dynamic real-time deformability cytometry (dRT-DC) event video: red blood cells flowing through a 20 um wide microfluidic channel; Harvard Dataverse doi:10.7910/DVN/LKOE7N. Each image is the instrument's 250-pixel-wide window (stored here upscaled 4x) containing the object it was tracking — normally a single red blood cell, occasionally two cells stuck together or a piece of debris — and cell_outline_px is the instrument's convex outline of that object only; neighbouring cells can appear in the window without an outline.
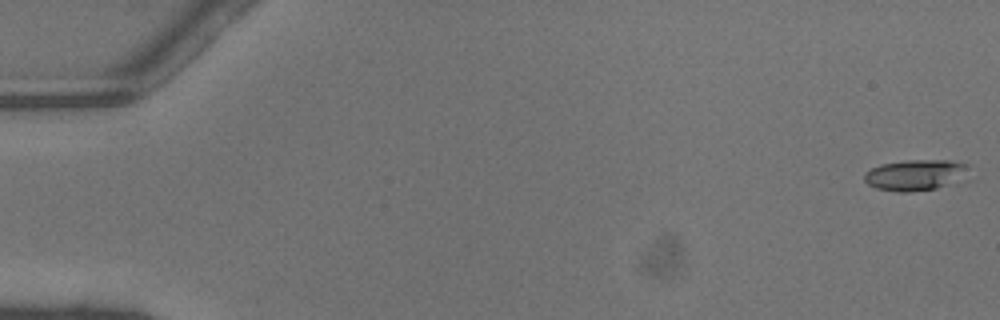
{"species": "common noctule bat (a hibernating species)", "species_latin": "Nyctalus noctula", "temperature_condition": "warm", "stored_images_in_passage": 47, "camera_frame_rate_fps": 3000, "um_per_image_px": 0.085, "animal": {"sex": "male", "body_mass_g": 13.3}, "frame": {"image": 1, "passage_image": 1, "time_ms": 0.0, "image_size_px": [1000, 320], "cell_outline_px": [[972, 180], [956, 184], [936, 188], [912, 192], [896, 192], [876, 188], [868, 184], [864, 180], [864, 172], [880, 164], [904, 160], [952, 160], [968, 164]], "centroid_in_image_um": [77.96, 14.88], "position_along_channel_um": 7.0, "area_um2": 19.83}}
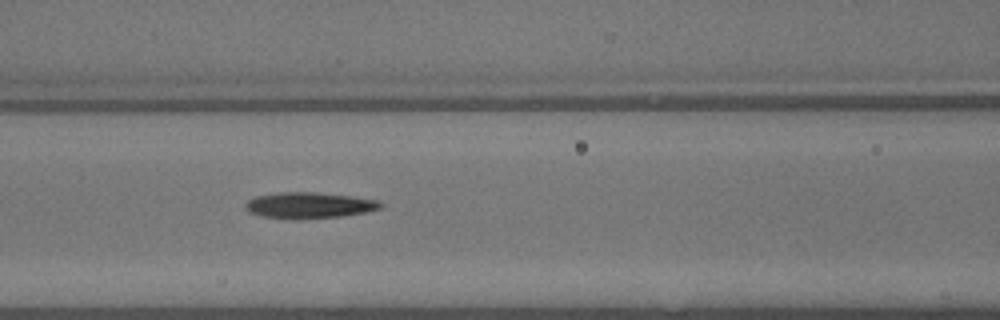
{"frame": {"image": 2, "passage_image": 21, "time_ms": 6.667, "image_size_px": [1000, 320], "cell_outline_px": [[384, 204], [380, 208], [364, 212], [344, 216], [296, 220], [260, 216], [248, 212], [244, 208], [244, 204], [248, 200], [256, 196], [276, 192], [316, 192], [352, 196], [380, 200]], "centroid_in_image_um": [26.25, 17.45], "position_along_channel_um": 140.4, "area_um2": 20.92}}
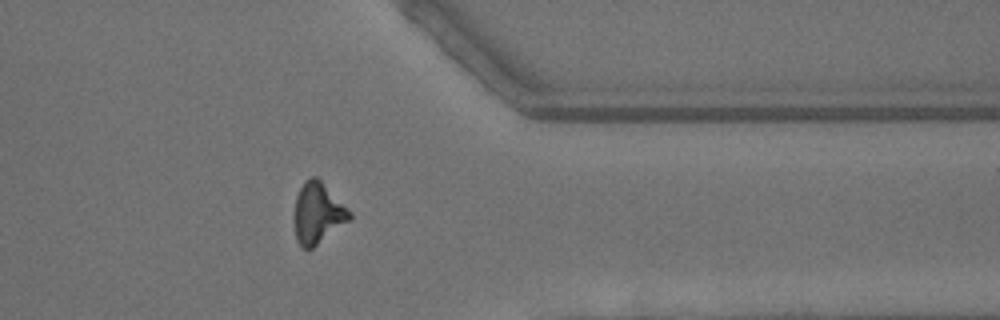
{"frame": {"image": 3, "passage_image": 38, "time_ms": 12.333, "image_size_px": [1000, 320], "cell_outline_px": [[352, 220], [308, 252], [300, 248], [296, 240], [292, 220], [292, 216], [296, 196], [304, 180], [312, 176], [316, 176], [352, 212]], "centroid_in_image_um": [26.98, 18.19], "position_along_channel_um": 384.4, "area_um2": 20.52}, "authors_computed_cell_mechanics": {"area_um2": 19.363, "velocity_mm_per_s": 4.5013, "shape_relaxation_time_tau1_ms": 3.8176, "shape_relaxation_time_tau2_ms": 7.4533, "deformation_change_tau1": 0.1469, "deformation_change_tau2": 0.2357}}